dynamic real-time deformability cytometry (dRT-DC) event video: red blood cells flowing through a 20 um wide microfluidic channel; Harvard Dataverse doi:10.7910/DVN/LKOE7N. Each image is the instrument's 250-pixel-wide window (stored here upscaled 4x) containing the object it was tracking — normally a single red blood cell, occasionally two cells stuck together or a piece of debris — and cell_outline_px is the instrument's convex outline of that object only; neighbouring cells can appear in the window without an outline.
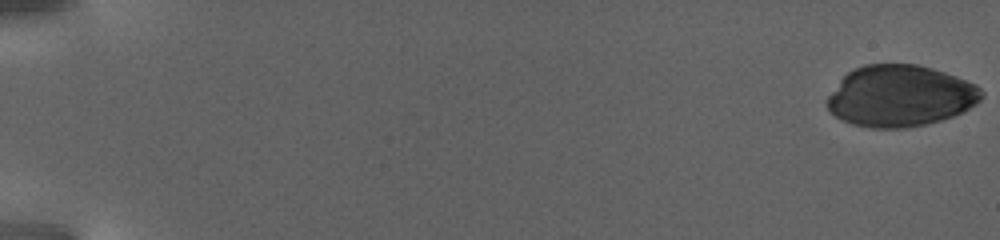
{"species": "human", "species_latin": "Homo sapiens", "temperature_condition": "warm", "stored_images_in_passage": 105, "camera_frame_rate_fps": 3000, "um_per_image_px": 0.085, "donor": {"sex": "female"}, "frame": {"image": 1, "passage_image": 1, "time_ms": 0.0, "image_size_px": [1000, 240], "cell_outline_px": [[984, 96], [976, 104], [964, 112], [940, 120], [908, 128], [872, 128], [852, 124], [840, 120], [828, 108], [828, 96], [840, 80], [848, 72], [864, 64], [916, 64], [932, 68], [956, 76], [976, 84], [984, 92]], "centroid_in_image_um": [76.54, 8.16], "position_along_channel_um": 8.5, "area_um2": 55.2}}
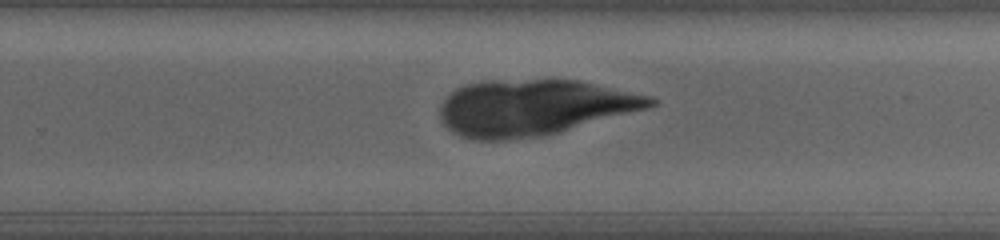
{"frame": {"image": 2, "passage_image": 71, "time_ms": 23.333, "image_size_px": [1000, 240], "cell_outline_px": [[660, 100], [656, 104], [648, 108], [560, 132], [544, 136], [508, 140], [472, 140], [460, 136], [452, 132], [440, 120], [440, 108], [444, 100], [456, 88], [464, 84], [484, 80], [576, 80], [652, 96]], "centroid_in_image_um": [45.35, 9.15], "position_along_channel_um": 284.5, "area_um2": 68.67}}
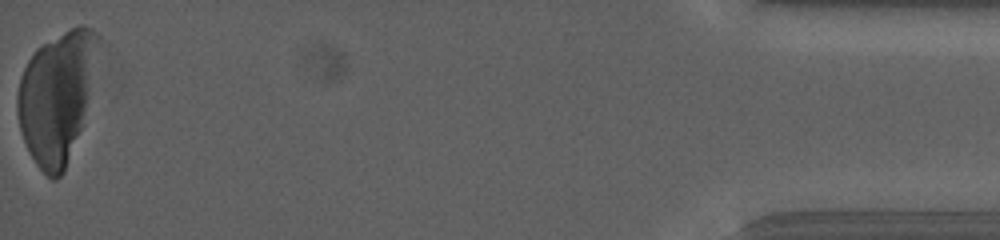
{"frame": {"image": 3, "passage_image": 105, "time_ms": 34.667, "image_size_px": [1000, 240], "cell_outline_px": [[108, 52], [64, 172], [56, 180], [52, 180], [36, 164], [20, 132], [16, 112], [16, 96], [20, 76], [28, 60], [36, 48], [64, 32], [80, 24], [84, 24], [92, 28], [108, 44]], "centroid_in_image_um": [4.98, 8.07], "position_along_channel_um": 430.2, "area_um2": 64.27}}